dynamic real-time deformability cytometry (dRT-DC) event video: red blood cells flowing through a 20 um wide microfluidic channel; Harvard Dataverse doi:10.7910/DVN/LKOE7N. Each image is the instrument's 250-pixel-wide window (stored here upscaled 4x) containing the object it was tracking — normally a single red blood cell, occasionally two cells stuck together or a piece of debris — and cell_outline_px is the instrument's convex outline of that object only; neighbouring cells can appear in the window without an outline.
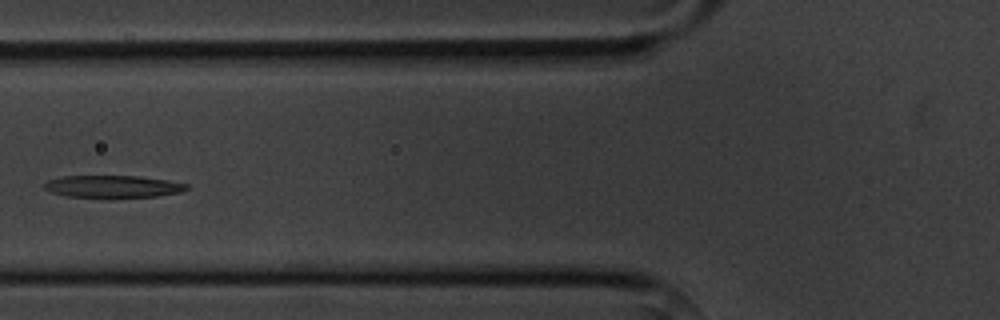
{"species": "common noctule bat (a hibernating species)", "species_latin": "Nyctalus noctula", "temperature_condition": "cold", "stored_images_in_passage": 8, "camera_frame_rate_fps": 3000, "um_per_image_px": 0.085, "animal": {"sex": "male", "body_mass_g": 20.1, "forearm_length_mm": 53.5}, "frame": {"image": 1, "passage_image": 6, "time_ms": 5.667, "image_size_px": [1000, 320], "cell_outline_px": [[188, 188], [184, 192], [156, 196], [108, 200], [68, 196], [52, 192], [44, 188], [44, 184], [48, 180], [64, 176], [136, 176], [168, 180], [188, 184]], "centroid_in_image_um": [9.63, 15.89], "position_along_channel_um": 116.2, "area_um2": 19.19}}
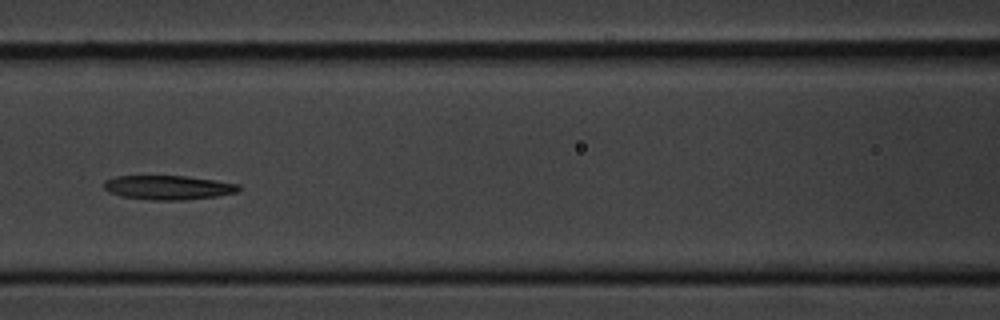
{"frame": {"image": 2, "passage_image": 7, "time_ms": 6.667, "image_size_px": [1000, 320], "cell_outline_px": [[240, 188], [236, 192], [216, 196], [184, 200], [152, 200], [120, 196], [108, 192], [104, 188], [104, 180], [116, 176], [188, 176], [216, 180], [240, 184]], "centroid_in_image_um": [14.28, 15.93], "position_along_channel_um": 152.3, "area_um2": 19.07}}
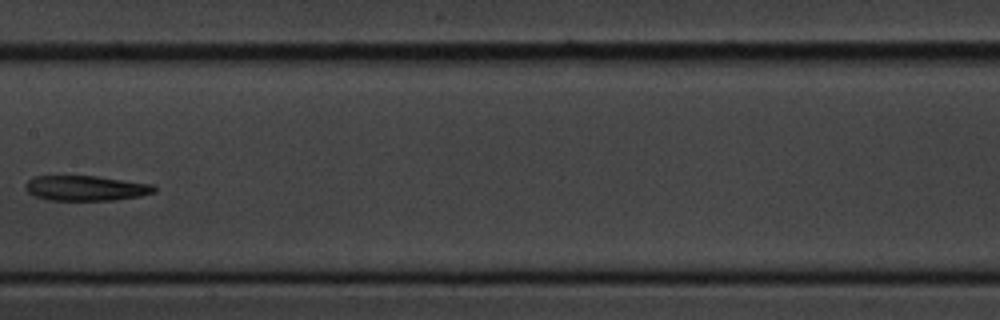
{"frame": {"image": 3, "passage_image": 8, "time_ms": 8.0, "image_size_px": [1000, 320], "cell_outline_px": [[156, 192], [140, 196], [116, 200], [48, 200], [36, 196], [28, 192], [24, 188], [24, 184], [28, 180], [36, 176], [96, 176], [156, 184]], "centroid_in_image_um": [7.34, 15.99], "position_along_channel_um": 200.1, "area_um2": 19.02}}